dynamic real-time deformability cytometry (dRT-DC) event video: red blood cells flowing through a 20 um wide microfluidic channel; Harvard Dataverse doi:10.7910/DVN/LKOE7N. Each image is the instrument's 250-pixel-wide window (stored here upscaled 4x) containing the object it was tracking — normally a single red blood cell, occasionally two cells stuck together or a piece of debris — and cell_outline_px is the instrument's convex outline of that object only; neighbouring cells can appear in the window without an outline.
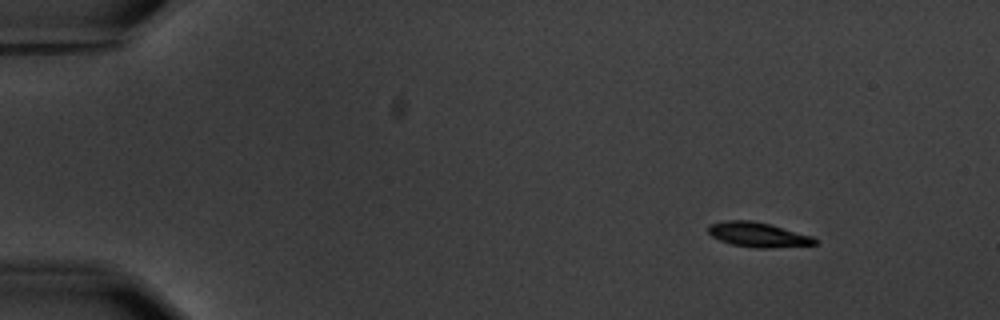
{"species": "common noctule bat (a hibernating species)", "species_latin": "Nyctalus noctula", "temperature_condition": "warm", "stored_images_in_passage": 3, "camera_frame_rate_fps": 3000, "um_per_image_px": 0.085, "animal": {"sex": "male", "body_mass_g": 20.1, "forearm_length_mm": 53.5}, "frame": {"image": 1, "passage_image": 3, "time_ms": 2.333, "image_size_px": [1000, 320], "cell_outline_px": [[820, 240], [816, 244], [768, 248], [756, 248], [732, 244], [720, 240], [712, 236], [708, 232], [708, 224], [728, 220], [752, 220], [768, 224], [812, 236]], "centroid_in_image_um": [64.42, 19.94], "position_along_channel_um": 20.6, "area_um2": 15.2}}